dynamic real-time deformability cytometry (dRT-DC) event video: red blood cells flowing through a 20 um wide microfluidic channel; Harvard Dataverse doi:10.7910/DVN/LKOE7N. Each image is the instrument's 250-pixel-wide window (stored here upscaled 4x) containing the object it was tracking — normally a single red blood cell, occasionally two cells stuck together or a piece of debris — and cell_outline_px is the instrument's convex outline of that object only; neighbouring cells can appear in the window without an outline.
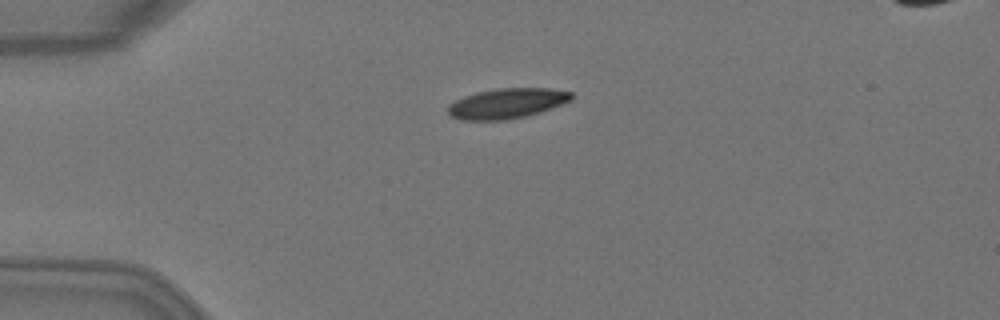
{"species": "Egyptian fruit bat (a non-hibernating species)", "species_latin": "Rousettus aegyptiacus", "temperature_condition": "warm", "stored_images_in_passage": 11, "camera_frame_rate_fps": 3000, "um_per_image_px": 0.085, "animal": {"sex": "female"}, "frame": {"image": 1, "passage_image": 1, "time_ms": 0.0, "image_size_px": [1000, 320], "cell_outline_px": [[572, 100], [540, 112], [528, 116], [508, 120], [460, 120], [448, 116], [448, 104], [464, 96], [476, 92], [496, 88], [548, 88], [572, 92]], "centroid_in_image_um": [43.06, 8.79], "position_along_channel_um": 41.9, "area_um2": 21.91}}
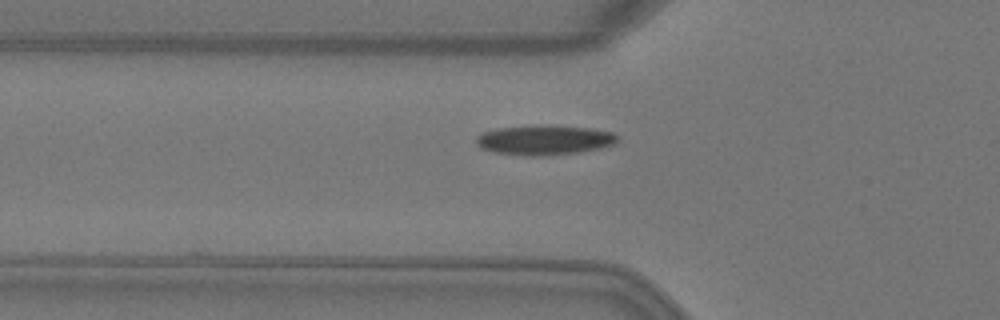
{"frame": {"image": 2, "passage_image": 6, "time_ms": 1.667, "image_size_px": [1000, 320], "cell_outline_px": [[616, 144], [600, 148], [576, 152], [544, 156], [532, 156], [496, 152], [480, 148], [476, 144], [476, 136], [484, 132], [496, 128], [548, 124], [592, 128], [612, 132], [616, 136]], "centroid_in_image_um": [46.26, 11.88], "position_along_channel_um": 79.5, "area_um2": 24.57}}